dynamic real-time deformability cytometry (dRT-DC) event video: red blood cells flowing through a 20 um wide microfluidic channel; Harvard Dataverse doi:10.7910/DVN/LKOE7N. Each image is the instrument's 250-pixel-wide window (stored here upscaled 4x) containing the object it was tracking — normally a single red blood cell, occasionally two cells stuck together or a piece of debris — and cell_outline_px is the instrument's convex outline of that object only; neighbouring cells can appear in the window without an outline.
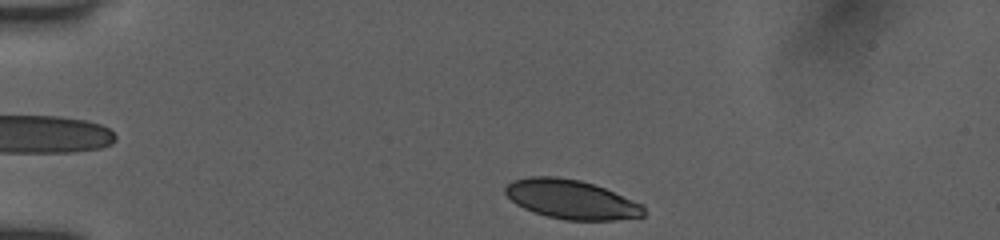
{"species": "human", "species_latin": "Homo sapiens", "temperature_condition": "room temperature", "stored_images_in_passage": 18, "camera_frame_rate_fps": 3000, "um_per_image_px": 0.085, "donor": {"sex": "female"}, "frame": {"image": 1, "passage_image": 1, "time_ms": 0.0, "image_size_px": [1000, 240], "cell_outline_px": [[644, 216], [616, 220], [564, 220], [548, 216], [524, 208], [516, 204], [504, 192], [504, 188], [512, 180], [528, 176], [556, 176], [580, 180], [604, 188], [644, 204]], "centroid_in_image_um": [48.56, 16.94], "position_along_channel_um": 36.4, "area_um2": 31.56}}
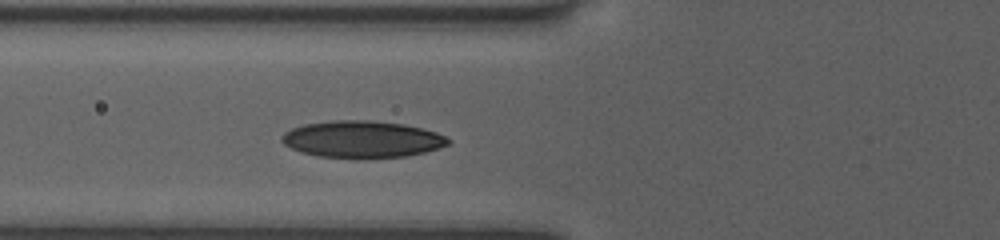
{"frame": {"image": 2, "passage_image": 11, "time_ms": 3.0, "image_size_px": [1000, 240], "cell_outline_px": [[452, 140], [448, 144], [424, 152], [404, 156], [320, 156], [300, 152], [284, 144], [280, 140], [280, 136], [284, 132], [292, 128], [304, 124], [332, 120], [372, 120], [404, 124], [436, 132]], "centroid_in_image_um": [30.73, 11.8], "position_along_channel_um": 95.1, "area_um2": 34.97}}
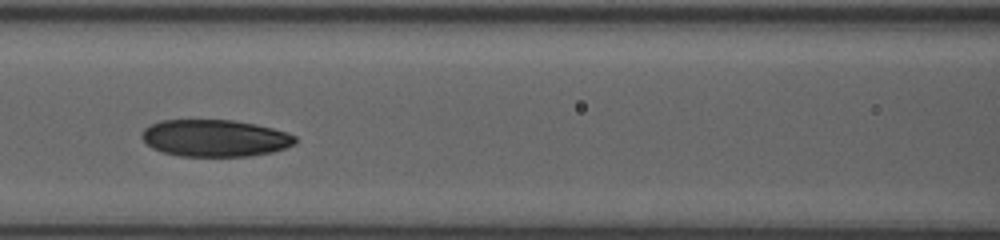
{"frame": {"image": 3, "passage_image": 16, "time_ms": 4.333, "image_size_px": [1000, 240], "cell_outline_px": [[296, 144], [272, 152], [248, 156], [180, 156], [164, 152], [152, 148], [140, 136], [144, 128], [148, 124], [160, 120], [232, 120], [256, 124], [288, 132], [296, 136]], "centroid_in_image_um": [18.26, 11.73], "position_along_channel_um": 148.3, "area_um2": 33.18}}